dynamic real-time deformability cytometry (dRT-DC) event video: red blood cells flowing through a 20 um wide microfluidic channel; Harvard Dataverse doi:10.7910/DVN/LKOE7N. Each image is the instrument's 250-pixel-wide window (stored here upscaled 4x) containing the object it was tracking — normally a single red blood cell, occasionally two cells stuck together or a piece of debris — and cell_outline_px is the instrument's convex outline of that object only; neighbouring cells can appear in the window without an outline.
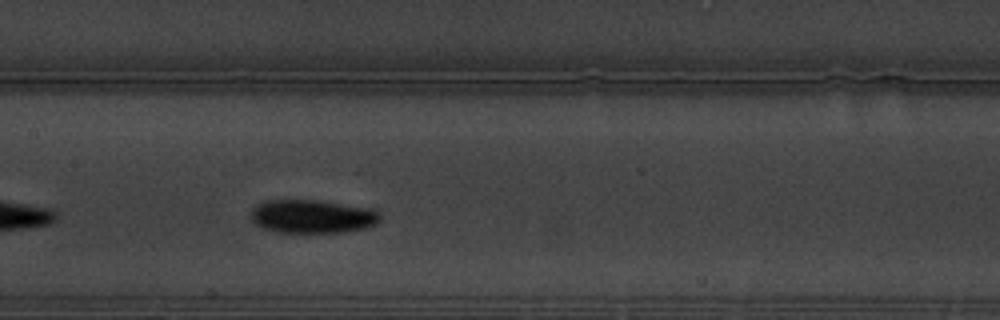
{"species": "common noctule bat (a hibernating species)", "species_latin": "Nyctalus noctula", "temperature_condition": "warm", "stored_images_in_passage": 28, "camera_frame_rate_fps": 3000, "um_per_image_px": 0.085, "animal": {"sex": "male", "body_mass_g": 19.5, "forearm_length_mm": 54.6}, "frame": {"image": 1, "passage_image": 13, "time_ms": 4.0, "image_size_px": [1000, 320], "cell_outline_px": [[380, 220], [376, 224], [364, 228], [344, 232], [276, 232], [260, 228], [248, 216], [252, 208], [256, 204], [264, 200], [316, 200], [372, 208], [380, 212]], "centroid_in_image_um": [26.5, 18.39], "position_along_channel_um": 180.9, "area_um2": 25.49}}